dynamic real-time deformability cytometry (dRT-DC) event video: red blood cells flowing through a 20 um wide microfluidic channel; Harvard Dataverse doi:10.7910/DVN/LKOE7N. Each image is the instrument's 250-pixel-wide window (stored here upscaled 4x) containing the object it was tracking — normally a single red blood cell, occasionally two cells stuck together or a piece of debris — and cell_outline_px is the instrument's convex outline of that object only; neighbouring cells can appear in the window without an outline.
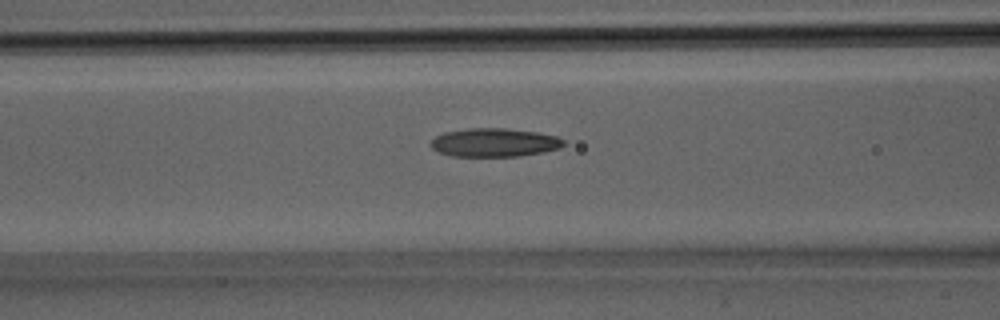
{"species": "Egyptian fruit bat (a non-hibernating species)", "species_latin": "Rousettus aegyptiacus", "temperature_condition": "room temperature", "stored_images_in_passage": 25, "camera_frame_rate_fps": 3000, "um_per_image_px": 0.085, "animal": {"sex": "male"}, "frame": {"image": 1, "passage_image": 7, "time_ms": 2.0, "image_size_px": [1000, 320], "cell_outline_px": [[564, 144], [560, 148], [544, 152], [520, 156], [452, 156], [440, 152], [432, 148], [428, 144], [436, 136], [444, 132], [468, 128], [508, 128], [536, 132], [556, 136], [564, 140]], "centroid_in_image_um": [42.02, 12.11], "position_along_channel_um": 124.6, "area_um2": 22.14}}
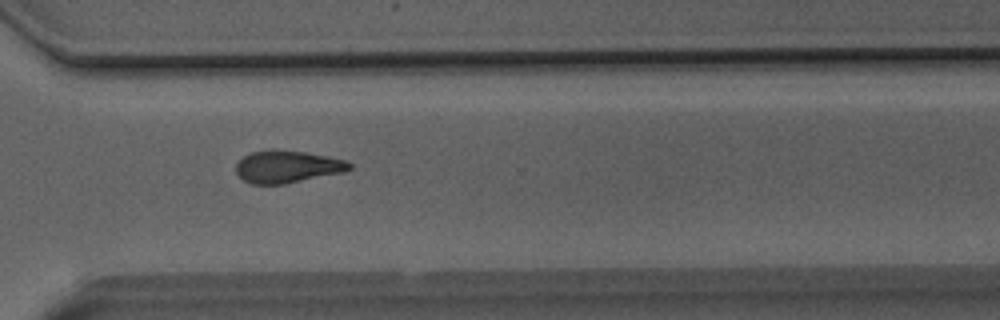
{"frame": {"image": 2, "passage_image": 17, "time_ms": 5.333, "image_size_px": [1000, 320], "cell_outline_px": [[352, 168], [344, 172], [284, 184], [252, 184], [244, 180], [236, 172], [236, 164], [244, 156], [252, 152], [304, 152], [328, 156], [344, 160], [352, 164]], "centroid_in_image_um": [24.45, 14.21], "position_along_channel_um": 346.1, "area_um2": 20.63}}
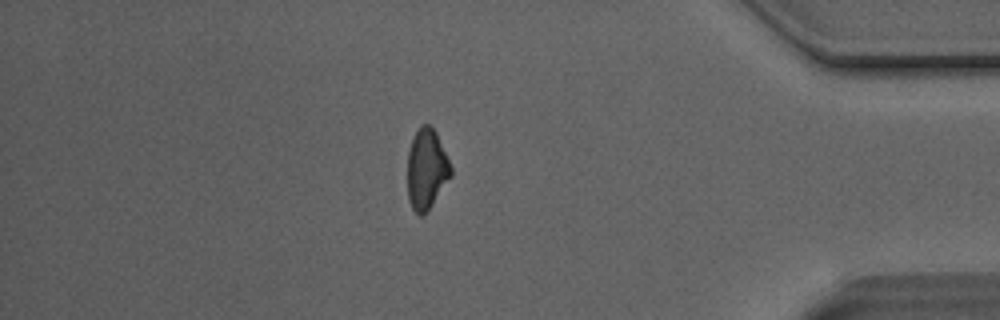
{"frame": {"image": 3, "passage_image": 21, "time_ms": 6.667, "image_size_px": [1000, 320], "cell_outline_px": [[452, 176], [424, 216], [420, 216], [412, 208], [408, 200], [408, 152], [412, 140], [420, 124], [428, 124], [436, 132], [452, 168]], "centroid_in_image_um": [36.26, 14.4], "position_along_channel_um": 398.9, "area_um2": 20.29}}